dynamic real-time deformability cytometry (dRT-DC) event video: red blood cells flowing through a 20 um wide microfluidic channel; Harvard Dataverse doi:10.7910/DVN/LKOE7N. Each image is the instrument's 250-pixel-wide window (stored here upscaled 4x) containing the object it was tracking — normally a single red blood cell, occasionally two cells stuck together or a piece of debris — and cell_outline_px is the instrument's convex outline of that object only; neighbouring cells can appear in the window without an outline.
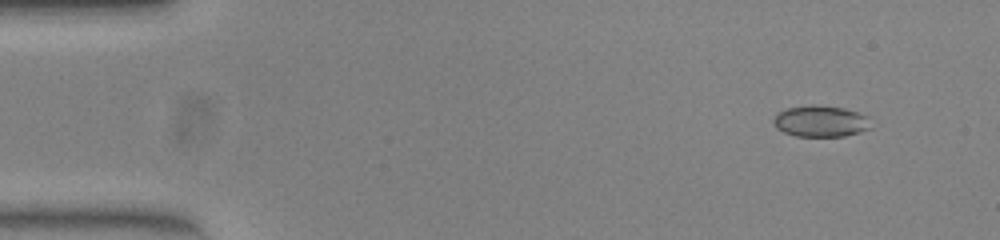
{"species": "common noctule bat (a hibernating species)", "species_latin": "Nyctalus noctula", "temperature_condition": "warm", "stored_images_in_passage": 53, "camera_frame_rate_fps": 3000, "um_per_image_px": 0.085, "animal": {"sex": "female", "body_mass_g": 23.0, "forearm_length_mm": 53.4}, "frame": {"image": 1, "passage_image": 5, "time_ms": 1.333, "image_size_px": [1000, 240], "cell_outline_px": [[872, 128], [860, 132], [844, 136], [796, 136], [784, 132], [776, 128], [772, 120], [780, 112], [788, 108], [812, 104], [816, 104], [844, 108], [868, 116]], "centroid_in_image_um": [69.78, 10.3], "position_along_channel_um": 15.2, "area_um2": 17.8}}
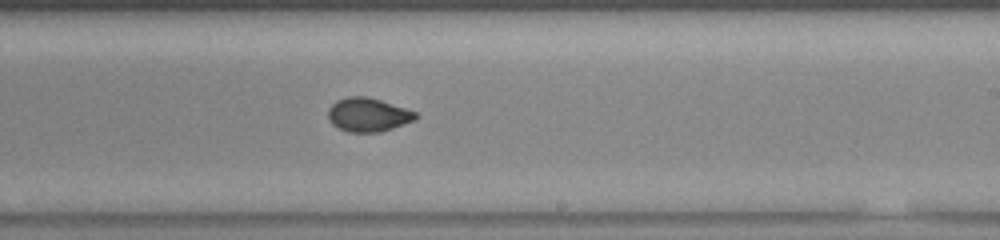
{"frame": {"image": 2, "passage_image": 32, "time_ms": 10.333, "image_size_px": [1000, 240], "cell_outline_px": [[420, 116], [416, 120], [380, 132], [348, 132], [332, 124], [328, 120], [328, 108], [336, 100], [348, 96], [368, 96], [416, 112]], "centroid_in_image_um": [31.28, 9.75], "position_along_channel_um": 257.7, "area_um2": 17.28}}
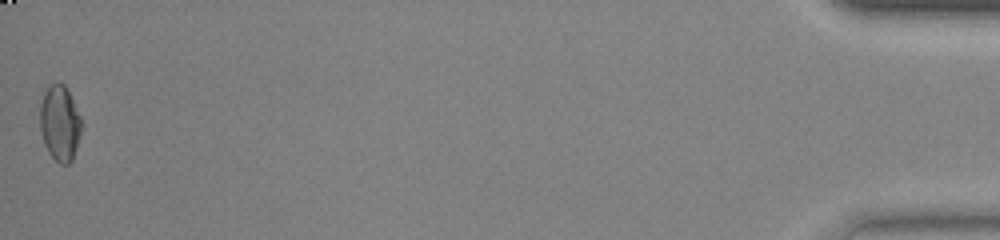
{"frame": {"image": 3, "passage_image": 53, "time_ms": 17.333, "image_size_px": [1000, 240], "cell_outline_px": [[80, 136], [72, 160], [68, 164], [60, 164], [48, 152], [44, 144], [40, 128], [40, 104], [44, 92], [52, 84], [64, 84], [80, 116]], "centroid_in_image_um": [5.06, 10.5], "position_along_channel_um": 430.1, "area_um2": 17.86}, "authors_computed_cell_mechanics": {"area_um2": 17.629, "velocity_mm_per_s": 3.8911, "shape_relaxation_time_tau1_ms": null, "shape_relaxation_time_tau2_ms": 0.9648, "deformation_change_tau1": null, "deformation_change_tau2": 0.0432}}